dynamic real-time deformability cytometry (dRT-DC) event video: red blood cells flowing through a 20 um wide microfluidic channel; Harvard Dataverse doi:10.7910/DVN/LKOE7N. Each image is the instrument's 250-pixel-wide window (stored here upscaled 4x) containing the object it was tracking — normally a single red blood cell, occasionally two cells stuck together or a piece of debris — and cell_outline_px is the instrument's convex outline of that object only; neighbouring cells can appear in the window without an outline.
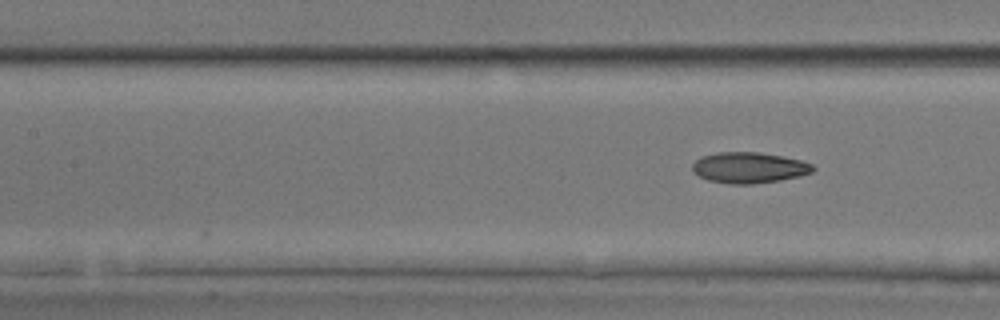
{"species": "common noctule bat (a hibernating species)", "species_latin": "Nyctalus noctula", "temperature_condition": "room temperature", "stored_images_in_passage": 6, "camera_frame_rate_fps": 3000, "um_per_image_px": 0.085, "animal": {"sex": "male", "body_mass_g": 17.9, "forearm_length_mm": 54.2}, "frame": {"image": 1, "passage_image": 6, "time_ms": 1.667, "image_size_px": [1000, 320], "cell_outline_px": [[816, 168], [812, 172], [800, 176], [780, 180], [752, 184], [728, 184], [708, 180], [692, 172], [692, 164], [700, 156], [716, 152], [760, 152], [784, 156], [800, 160], [812, 164]], "centroid_in_image_um": [63.66, 14.24], "position_along_channel_um": 143.7, "area_um2": 21.91}}